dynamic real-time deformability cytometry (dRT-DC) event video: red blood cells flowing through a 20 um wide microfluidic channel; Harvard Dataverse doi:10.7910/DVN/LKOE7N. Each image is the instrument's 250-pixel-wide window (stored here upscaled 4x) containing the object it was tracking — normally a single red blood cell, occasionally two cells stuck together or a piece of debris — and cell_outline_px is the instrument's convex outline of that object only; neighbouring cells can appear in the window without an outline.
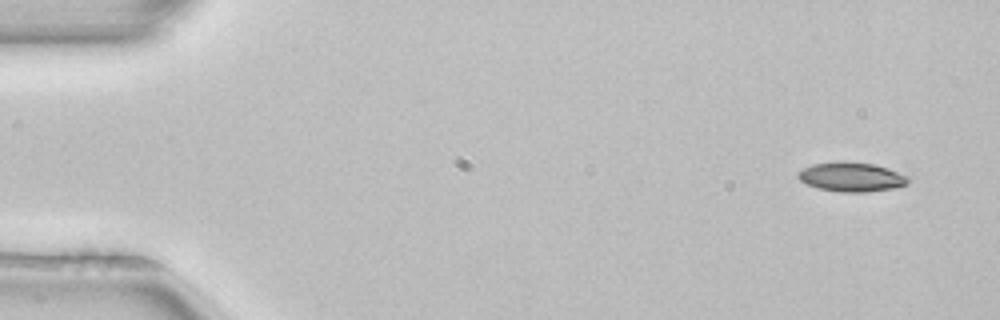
{"species": "common noctule bat (a hibernating species)", "species_latin": "Nyctalus noctula", "temperature_condition": "room temperature", "stored_images_in_passage": 5, "camera_frame_rate_fps": 3000, "um_per_image_px": 0.085, "animal": {"sex": "female", "body_mass_g": 22.7, "forearm_length_mm": 54.2}, "frame": {"image": 1, "passage_image": 1, "time_ms": 0.0, "image_size_px": [1000, 320], "cell_outline_px": [[912, 180], [908, 184], [896, 188], [868, 192], [840, 192], [820, 188], [804, 184], [796, 176], [796, 172], [812, 164], [844, 160], [876, 164], [888, 168], [908, 176]], "centroid_in_image_um": [72.39, 15.03], "position_along_channel_um": 12.6, "area_um2": 19.31}}
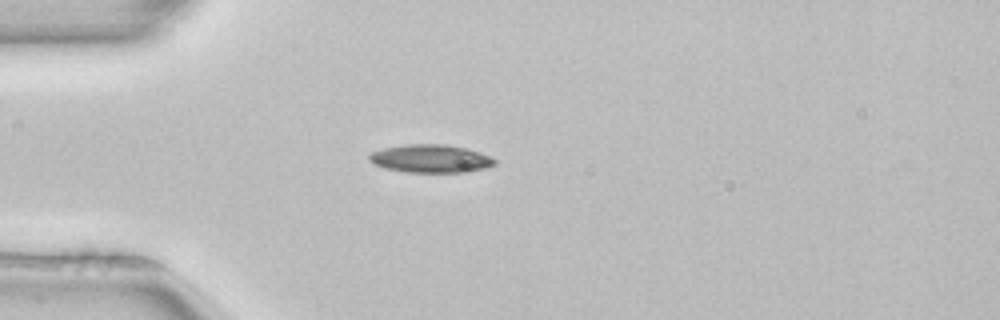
{"frame": {"image": 2, "passage_image": 4, "time_ms": 1.0, "image_size_px": [1000, 320], "cell_outline_px": [[496, 164], [484, 168], [464, 172], [404, 172], [384, 168], [368, 160], [368, 156], [372, 152], [384, 148], [408, 144], [444, 144], [468, 148], [480, 152], [496, 160]], "centroid_in_image_um": [36.6, 13.48], "position_along_channel_um": 48.4, "area_um2": 20.46}}